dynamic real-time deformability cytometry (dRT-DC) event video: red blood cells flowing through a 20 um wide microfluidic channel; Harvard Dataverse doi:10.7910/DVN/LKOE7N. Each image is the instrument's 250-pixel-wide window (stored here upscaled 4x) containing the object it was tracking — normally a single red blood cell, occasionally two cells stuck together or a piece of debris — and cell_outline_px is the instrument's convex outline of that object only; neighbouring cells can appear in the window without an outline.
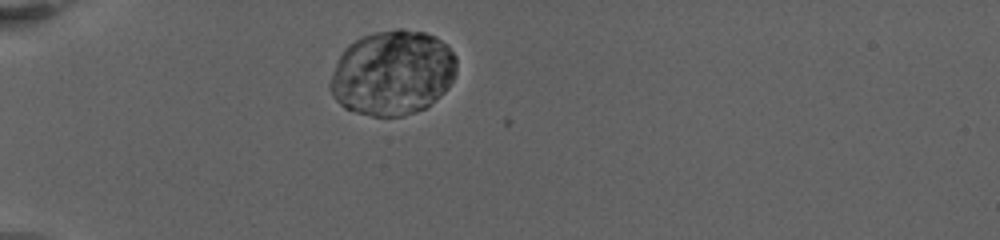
{"species": "human", "species_latin": "Homo sapiens", "temperature_condition": "warm", "stored_images_in_passage": 7, "camera_frame_rate_fps": 3000, "um_per_image_px": 0.085, "donor": {"sex": "female"}, "frame": {"image": 1, "passage_image": 1, "time_ms": 0.0, "image_size_px": [1000, 240], "cell_outline_px": [[456, 72], [448, 88], [440, 96], [424, 108], [404, 116], [372, 116], [356, 112], [344, 108], [332, 96], [328, 88], [328, 84], [336, 64], [344, 48], [348, 44], [364, 36], [376, 32], [396, 28], [400, 28], [424, 32], [436, 36], [448, 44], [456, 56]], "centroid_in_image_um": [33.37, 6.18], "position_along_channel_um": 51.6, "area_um2": 62.89}}
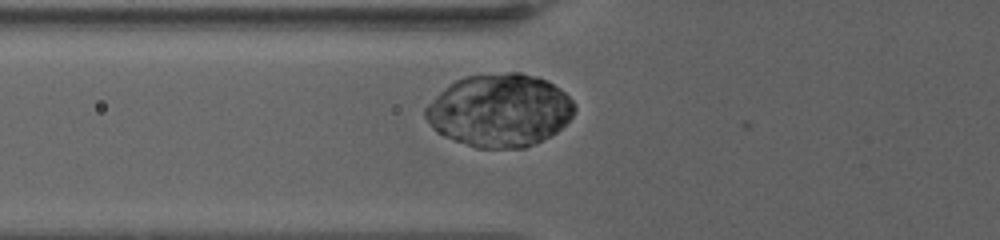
{"frame": {"image": 2, "passage_image": 6, "time_ms": 2.0, "image_size_px": [1000, 240], "cell_outline_px": [[576, 108], [572, 116], [556, 132], [524, 148], [476, 148], [444, 136], [436, 132], [424, 116], [424, 108], [444, 88], [456, 80], [464, 76], [508, 72], [520, 72], [536, 76], [560, 88], [572, 100]], "centroid_in_image_um": [42.45, 9.37], "position_along_channel_um": 83.4, "area_um2": 62.94}}